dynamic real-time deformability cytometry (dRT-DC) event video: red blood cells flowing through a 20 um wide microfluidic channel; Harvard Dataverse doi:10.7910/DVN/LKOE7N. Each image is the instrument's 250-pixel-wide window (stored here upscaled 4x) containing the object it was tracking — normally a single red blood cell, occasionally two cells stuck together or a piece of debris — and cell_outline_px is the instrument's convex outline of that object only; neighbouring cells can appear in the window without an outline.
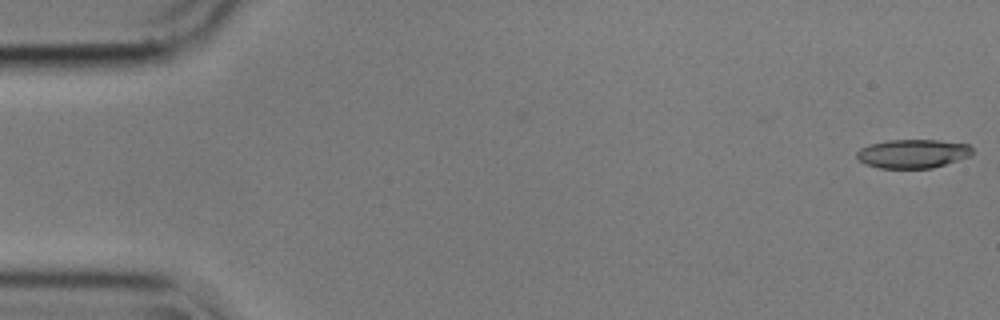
{"species": "common noctule bat (a hibernating species)", "species_latin": "Nyctalus noctula", "temperature_condition": "cold", "stored_images_in_passage": 37, "camera_frame_rate_fps": 3000, "um_per_image_px": 0.085, "animal": {"sex": "male", "body_mass_g": 17.9}, "frame": {"image": 1, "passage_image": 1, "time_ms": 0.0, "image_size_px": [1000, 320], "cell_outline_px": [[972, 156], [932, 168], [880, 168], [864, 164], [856, 156], [856, 152], [860, 148], [868, 144], [888, 140], [936, 140], [968, 144], [972, 148]], "centroid_in_image_um": [77.57, 13.06], "position_along_channel_um": 7.4, "area_um2": 19.48}}
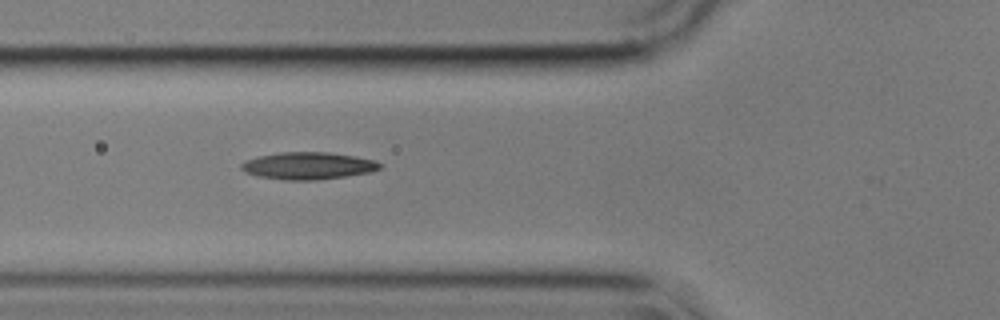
{"frame": {"image": 2, "passage_image": 20, "time_ms": 6.333, "image_size_px": [1000, 320], "cell_outline_px": [[384, 164], [380, 168], [372, 172], [316, 180], [284, 180], [256, 176], [244, 172], [240, 168], [240, 164], [248, 160], [260, 156], [280, 152], [328, 152], [356, 156], [376, 160]], "centroid_in_image_um": [26.22, 14.09], "position_along_channel_um": 99.6, "area_um2": 22.08}}
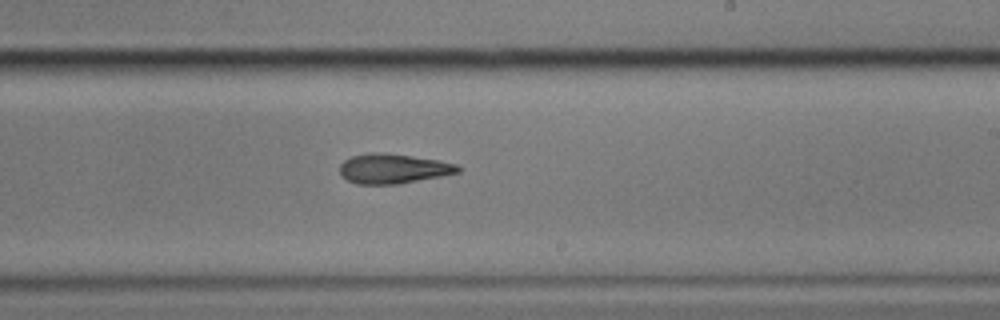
{"frame": {"image": 3, "passage_image": 33, "time_ms": 10.667, "image_size_px": [1000, 320], "cell_outline_px": [[460, 172], [400, 184], [356, 184], [340, 176], [340, 164], [344, 160], [352, 156], [372, 152], [384, 152], [440, 160], [456, 164], [460, 168]], "centroid_in_image_um": [33.4, 14.33], "position_along_channel_um": 255.6, "area_um2": 20.58}}